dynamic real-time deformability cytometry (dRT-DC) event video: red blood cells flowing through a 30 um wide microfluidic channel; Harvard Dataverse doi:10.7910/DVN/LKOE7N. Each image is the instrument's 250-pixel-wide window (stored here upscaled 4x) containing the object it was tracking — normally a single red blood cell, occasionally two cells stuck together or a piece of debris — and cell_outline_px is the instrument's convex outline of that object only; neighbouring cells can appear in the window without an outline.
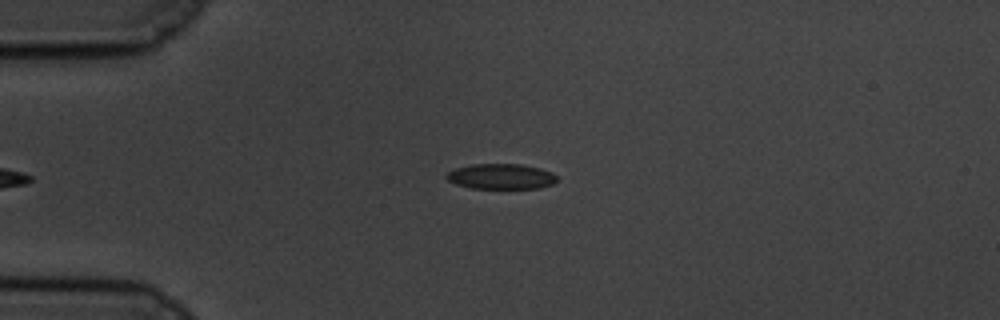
{"species": "common noctule bat (a hibernating species)", "species_latin": "Nyctalus noctula", "temperature_condition": "cold", "stored_images_in_passage": 40, "camera_frame_rate_fps": 3000, "um_per_image_px": 0.085, "animal": {"sex": "male", "body_mass_g": 19.5, "forearm_length_mm": 54.6}, "frame": {"image": 1, "passage_image": 2, "time_ms": 0.333, "image_size_px": [1000, 320], "cell_outline_px": [[556, 180], [552, 184], [540, 188], [472, 188], [456, 184], [448, 180], [444, 176], [448, 172], [456, 168], [472, 164], [520, 164], [540, 168], [552, 172], [556, 176]], "centroid_in_image_um": [42.58, 14.99], "position_along_channel_um": 42.4, "area_um2": 16.24}}
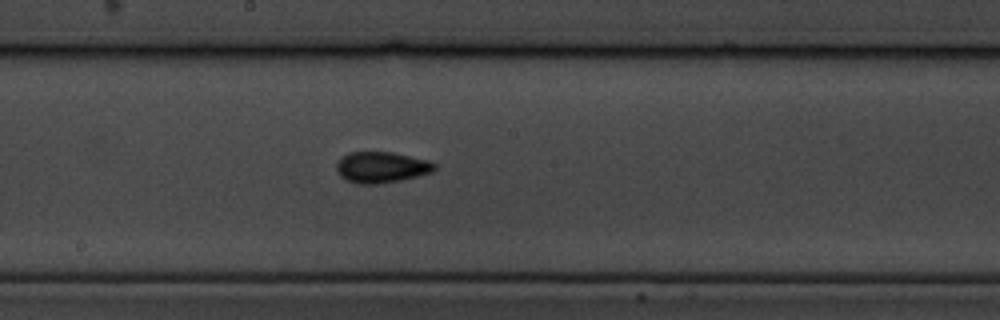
{"frame": {"image": 2, "passage_image": 19, "time_ms": 6.0, "image_size_px": [1000, 320], "cell_outline_px": [[436, 168], [432, 172], [400, 180], [376, 184], [356, 184], [340, 176], [336, 172], [336, 164], [348, 152], [392, 152], [428, 160], [436, 164]], "centroid_in_image_um": [32.41, 14.22], "position_along_channel_um": 215.8, "area_um2": 17.63}}
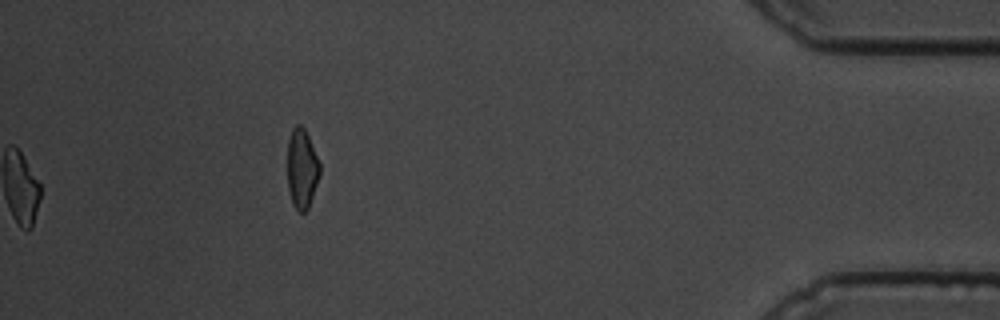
{"frame": {"image": 3, "passage_image": 40, "time_ms": 13.0, "image_size_px": [1000, 320], "cell_outline_px": [[320, 176], [308, 208], [304, 212], [300, 212], [292, 204], [288, 188], [288, 140], [292, 128], [296, 124], [300, 124], [304, 128], [308, 136], [320, 164]], "centroid_in_image_um": [25.66, 14.33], "position_along_channel_um": 409.5, "area_um2": 14.97}, "authors_computed_cell_mechanics": {"area_um2": 16.6175, "velocity_mm_per_s": 3.5021, "shape_relaxation_time_tau1_ms": 7.6475, "shape_relaxation_time_tau2_ms": 2.6665, "deformation_change_tau1": 0.1473, "deformation_change_tau2": 0.0836}}